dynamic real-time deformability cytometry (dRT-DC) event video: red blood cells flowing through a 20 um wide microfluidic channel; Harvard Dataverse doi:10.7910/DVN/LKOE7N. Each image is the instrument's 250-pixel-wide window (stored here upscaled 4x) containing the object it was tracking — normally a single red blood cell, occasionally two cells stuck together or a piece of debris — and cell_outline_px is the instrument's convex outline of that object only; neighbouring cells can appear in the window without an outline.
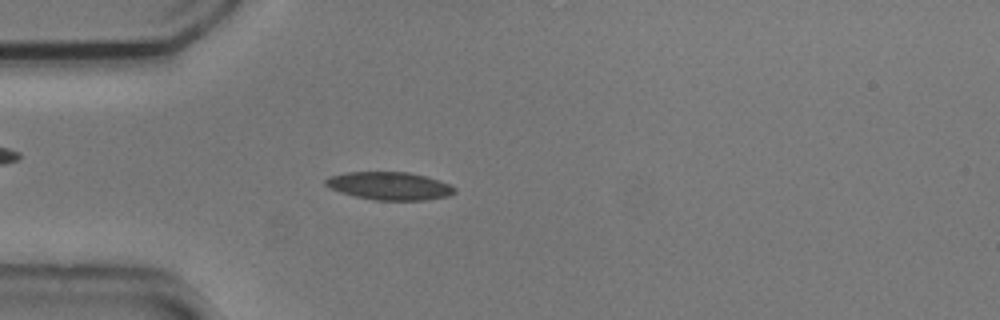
{"species": "common noctule bat (a hibernating species)", "species_latin": "Nyctalus noctula", "temperature_condition": "cold", "stored_images_in_passage": 4, "camera_frame_rate_fps": 3000, "um_per_image_px": 0.085, "animal": {"sex": "male", "body_mass_g": 20.5, "forearm_length_mm": 52.5}, "frame": {"image": 1, "passage_image": 4, "time_ms": 1.0, "image_size_px": [1000, 320], "cell_outline_px": [[456, 192], [448, 196], [428, 200], [376, 200], [356, 196], [340, 192], [324, 184], [324, 180], [328, 176], [344, 172], [408, 172], [428, 176], [440, 180], [456, 188]], "centroid_in_image_um": [33.12, 15.79], "position_along_channel_um": 51.9, "area_um2": 21.1}}